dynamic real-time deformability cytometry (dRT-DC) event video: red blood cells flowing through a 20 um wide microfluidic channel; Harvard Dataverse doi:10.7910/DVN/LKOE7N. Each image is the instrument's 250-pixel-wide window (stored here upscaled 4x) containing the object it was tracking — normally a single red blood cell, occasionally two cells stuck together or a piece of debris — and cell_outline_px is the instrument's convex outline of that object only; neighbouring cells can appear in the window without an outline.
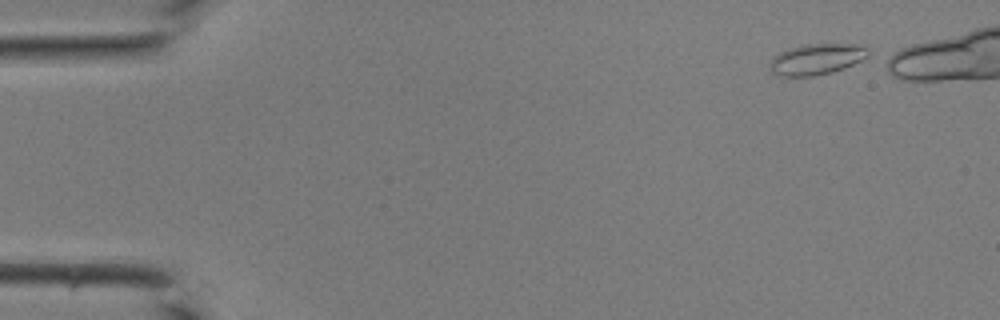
{"species": "common noctule bat (a hibernating species)", "species_latin": "Nyctalus noctula", "temperature_condition": "room temperature", "stored_images_in_passage": 34, "camera_frame_rate_fps": 3000, "um_per_image_px": 0.085, "animal": {"sex": "male", "body_mass_g": 19.0, "forearm_length_mm": 50.8}, "frame": {"image": 1, "passage_image": 1, "time_ms": 0.0, "image_size_px": [1000, 320], "cell_outline_px": [[868, 56], [844, 68], [832, 72], [812, 76], [780, 76], [772, 72], [768, 64], [772, 56], [788, 48], [804, 44], [868, 44]], "centroid_in_image_um": [69.39, 5.01], "position_along_channel_um": 15.6, "area_um2": 17.92}}
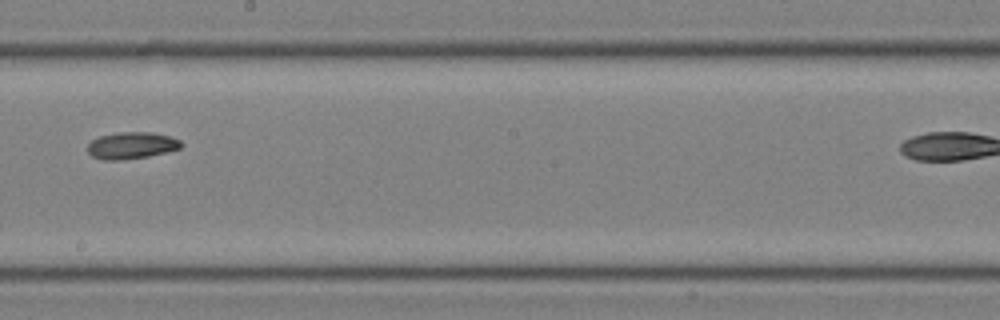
{"frame": {"image": 2, "passage_image": 22, "time_ms": 7.0, "image_size_px": [1000, 320], "cell_outline_px": [[184, 144], [180, 148], [168, 152], [148, 156], [120, 160], [104, 160], [92, 156], [88, 152], [88, 144], [92, 140], [100, 136], [120, 132], [152, 132], [172, 136], [180, 140]], "centroid_in_image_um": [11.22, 12.36], "position_along_channel_um": 237.0, "area_um2": 14.68}}
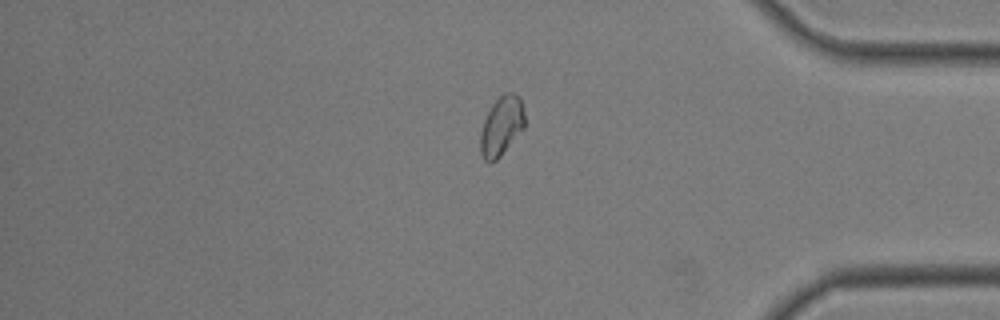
{"frame": {"image": 3, "passage_image": 33, "time_ms": 10.667, "image_size_px": [1000, 320], "cell_outline_px": [[524, 128], [500, 156], [496, 160], [488, 164], [484, 160], [480, 152], [480, 132], [484, 120], [492, 104], [504, 92], [512, 92], [520, 96], [524, 112]], "centroid_in_image_um": [42.62, 10.71], "position_along_channel_um": 392.6, "area_um2": 15.37}}